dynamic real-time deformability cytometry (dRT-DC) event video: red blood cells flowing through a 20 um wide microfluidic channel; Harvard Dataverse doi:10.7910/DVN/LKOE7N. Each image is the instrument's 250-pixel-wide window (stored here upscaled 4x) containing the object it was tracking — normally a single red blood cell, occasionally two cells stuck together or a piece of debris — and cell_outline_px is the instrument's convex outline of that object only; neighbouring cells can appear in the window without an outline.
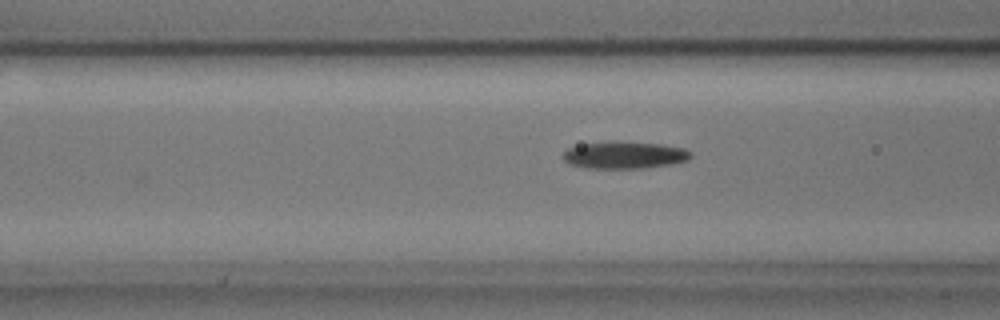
{"species": "common noctule bat (a hibernating species)", "species_latin": "Nyctalus noctula", "temperature_condition": "cold", "stored_images_in_passage": 30, "camera_frame_rate_fps": 3000, "um_per_image_px": 0.085, "animal": {"sex": "male", "body_mass_g": 17.9, "forearm_length_mm": 54.2}, "frame": {"image": 1, "passage_image": 7, "time_ms": 2.0, "image_size_px": [1000, 320], "cell_outline_px": [[692, 156], [688, 160], [672, 164], [644, 168], [584, 168], [568, 164], [560, 156], [568, 148], [584, 144], [660, 144], [684, 148], [692, 152]], "centroid_in_image_um": [53.09, 13.24], "position_along_channel_um": 113.5, "area_um2": 19.42}}
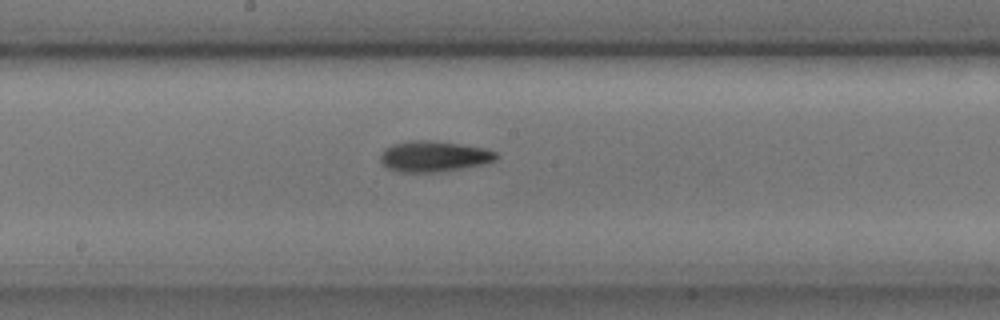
{"frame": {"image": 2, "passage_image": 15, "time_ms": 4.667, "image_size_px": [1000, 320], "cell_outline_px": [[500, 156], [496, 160], [484, 164], [436, 172], [396, 172], [388, 168], [380, 160], [380, 156], [384, 148], [392, 144], [408, 140], [432, 140], [460, 144], [484, 148], [496, 152]], "centroid_in_image_um": [36.86, 13.28], "position_along_channel_um": 211.3, "area_um2": 20.87}}
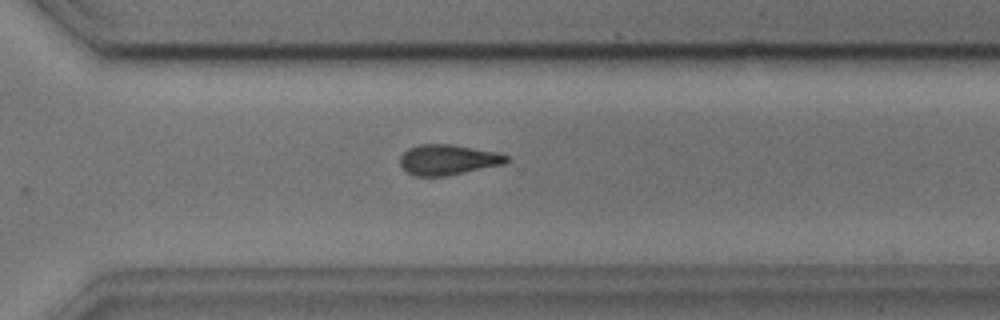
{"frame": {"image": 3, "passage_image": 25, "time_ms": 8.0, "image_size_px": [1000, 320], "cell_outline_px": [[512, 160], [504, 164], [444, 176], [416, 176], [408, 172], [400, 164], [400, 156], [408, 148], [420, 144], [452, 144], [496, 152], [508, 156]], "centroid_in_image_um": [38.09, 13.57], "position_along_channel_um": 332.5, "area_um2": 18.73}, "authors_computed_cell_mechanics": {"area_um2": 19.1029, "velocity_mm_per_s": 3.6625, "shape_relaxation_time_tau1_ms": 6.8206, "shape_relaxation_time_tau2_ms": null, "deformation_change_tau1": 0.1713, "deformation_change_tau2": null}}